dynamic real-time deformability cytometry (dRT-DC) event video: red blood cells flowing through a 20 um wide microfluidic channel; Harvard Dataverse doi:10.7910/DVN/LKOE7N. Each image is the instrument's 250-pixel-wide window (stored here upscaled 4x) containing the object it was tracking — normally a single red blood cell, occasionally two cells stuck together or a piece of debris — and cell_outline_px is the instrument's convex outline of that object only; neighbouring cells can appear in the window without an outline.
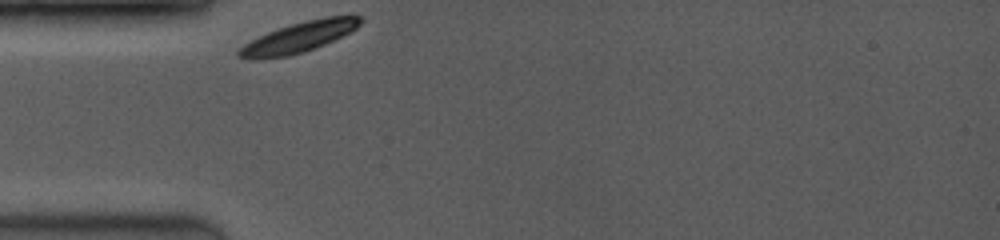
{"species": "common noctule bat (a hibernating species)", "species_latin": "Nyctalus noctula", "temperature_condition": "room temperature", "stored_images_in_passage": 2, "camera_frame_rate_fps": 3500, "um_per_image_px": 0.085, "animal": {"sex": "female", "body_mass_g": 19.0, "forearm_length_mm": 53.3}, "frame": {"image": 1, "passage_image": 1, "time_ms": 0.0, "image_size_px": [1000, 240], "cell_outline_px": [[364, 20], [356, 28], [324, 44], [304, 52], [288, 56], [252, 60], [248, 60], [236, 56], [236, 52], [244, 44], [268, 32], [292, 24], [324, 16], [360, 16]], "centroid_in_image_um": [25.35, 3.18], "position_along_channel_um": 59.6, "area_um2": 21.21}}